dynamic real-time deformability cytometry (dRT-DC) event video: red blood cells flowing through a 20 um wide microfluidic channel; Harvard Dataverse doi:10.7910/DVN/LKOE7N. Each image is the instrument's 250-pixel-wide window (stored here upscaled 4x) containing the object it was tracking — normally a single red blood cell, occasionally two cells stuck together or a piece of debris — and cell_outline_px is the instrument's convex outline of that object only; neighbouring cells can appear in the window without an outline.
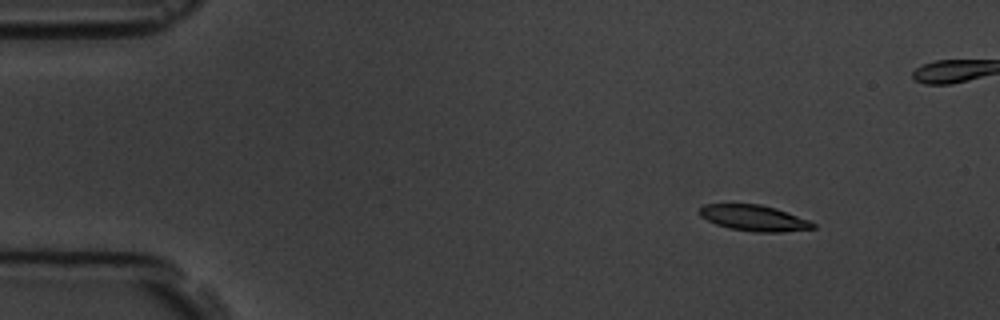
{"species": "common noctule bat (a hibernating species)", "species_latin": "Nyctalus noctula", "temperature_condition": "room temperature", "stored_images_in_passage": 5, "camera_frame_rate_fps": 3000, "um_per_image_px": 0.085, "animal": {"sex": "male", "body_mass_g": 19.5, "forearm_length_mm": 54.6}, "frame": {"image": 1, "passage_image": 1, "time_ms": 0.0, "image_size_px": [1000, 320], "cell_outline_px": [[816, 228], [784, 232], [756, 232], [728, 228], [716, 224], [700, 216], [700, 208], [704, 204], [760, 204], [776, 208], [808, 220], [816, 224]], "centroid_in_image_um": [64.1, 18.53], "position_along_channel_um": 20.9, "area_um2": 17.05}}